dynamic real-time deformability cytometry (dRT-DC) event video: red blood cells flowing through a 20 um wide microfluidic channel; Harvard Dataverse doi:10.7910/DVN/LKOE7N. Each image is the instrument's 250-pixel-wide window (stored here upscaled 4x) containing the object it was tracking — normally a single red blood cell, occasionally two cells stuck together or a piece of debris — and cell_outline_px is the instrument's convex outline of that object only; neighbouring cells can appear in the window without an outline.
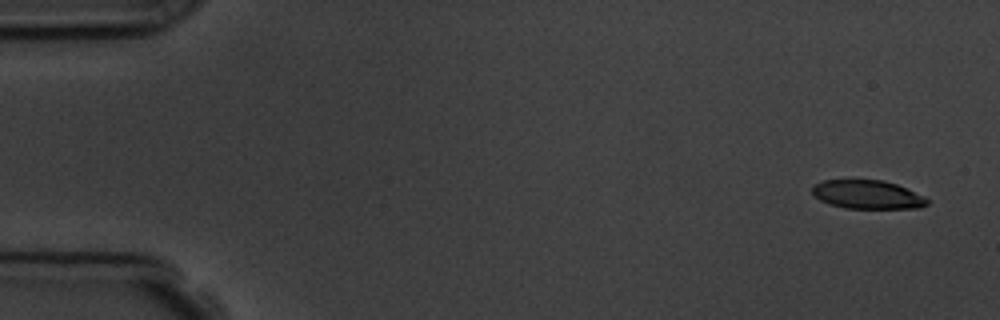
{"species": "common noctule bat (a hibernating species)", "species_latin": "Nyctalus noctula", "temperature_condition": "room temperature", "stored_images_in_passage": 5, "camera_frame_rate_fps": 3000, "um_per_image_px": 0.085, "animal": {"sex": "male", "body_mass_g": 19.5, "forearm_length_mm": 54.6}, "frame": {"image": 1, "passage_image": 1, "time_ms": 0.0, "image_size_px": [1000, 320], "cell_outline_px": [[928, 204], [920, 208], [844, 208], [828, 204], [820, 200], [812, 192], [812, 184], [820, 180], [884, 180], [896, 184], [924, 196], [928, 200]], "centroid_in_image_um": [73.7, 16.53], "position_along_channel_um": 11.3, "area_um2": 19.25}}
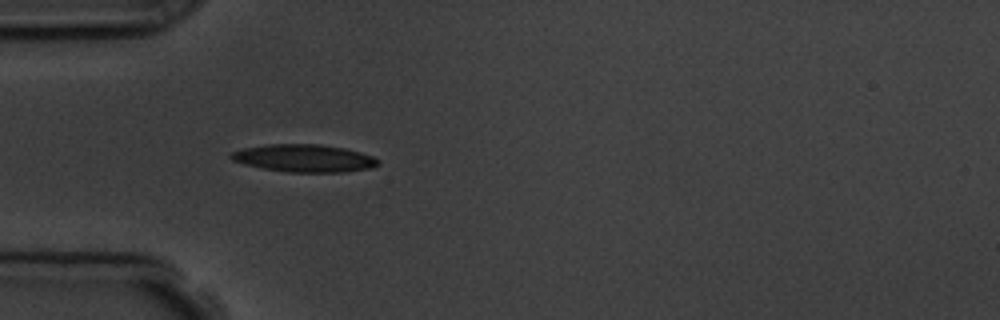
{"frame": {"image": 2, "passage_image": 5, "time_ms": 4.667, "image_size_px": [1000, 320], "cell_outline_px": [[380, 164], [372, 168], [344, 172], [288, 172], [264, 168], [244, 164], [232, 160], [228, 156], [232, 152], [244, 148], [268, 144], [320, 144], [344, 148], [360, 152], [372, 156], [380, 160]], "centroid_in_image_um": [25.88, 13.45], "position_along_channel_um": 59.1, "area_um2": 23.64}}